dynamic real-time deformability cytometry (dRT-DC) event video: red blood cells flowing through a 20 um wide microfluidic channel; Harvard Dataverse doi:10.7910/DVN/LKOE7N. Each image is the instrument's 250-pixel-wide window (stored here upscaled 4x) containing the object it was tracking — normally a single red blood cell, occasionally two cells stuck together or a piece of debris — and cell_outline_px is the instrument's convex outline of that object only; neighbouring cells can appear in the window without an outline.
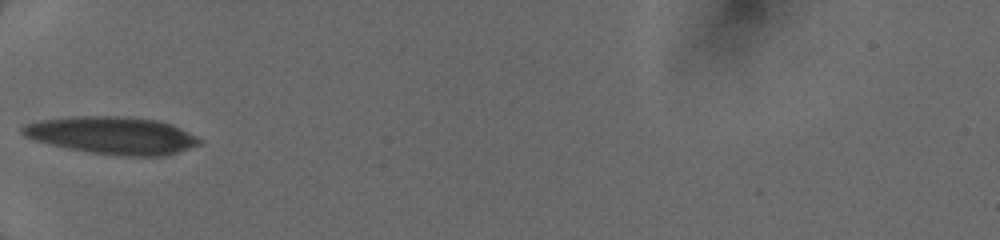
{"species": "human", "species_latin": "Homo sapiens", "temperature_condition": "cold", "stored_images_in_passage": 27, "camera_frame_rate_fps": 3000, "um_per_image_px": 0.085, "donor": {"sex": "female"}, "frame": {"image": 1, "passage_image": 1, "time_ms": 0.0, "image_size_px": [1000, 240], "cell_outline_px": [[204, 140], [200, 144], [164, 156], [120, 156], [92, 152], [68, 148], [48, 144], [24, 136], [20, 132], [20, 128], [28, 124], [44, 120], [84, 116], [108, 116], [156, 120], [172, 124]], "centroid_in_image_um": [9.57, 11.52], "position_along_channel_um": 75.4, "area_um2": 37.97}}
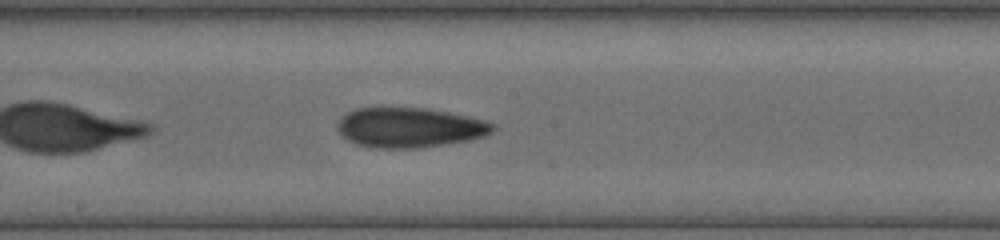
{"frame": {"image": 2, "passage_image": 11, "time_ms": 3.333, "image_size_px": [1000, 240], "cell_outline_px": [[496, 128], [492, 132], [484, 136], [468, 140], [448, 144], [416, 148], [376, 148], [356, 144], [348, 140], [336, 128], [340, 120], [348, 112], [356, 108], [424, 108], [448, 112], [468, 116], [484, 120], [496, 124]], "centroid_in_image_um": [34.85, 10.85], "position_along_channel_um": 213.4, "area_um2": 35.95}}
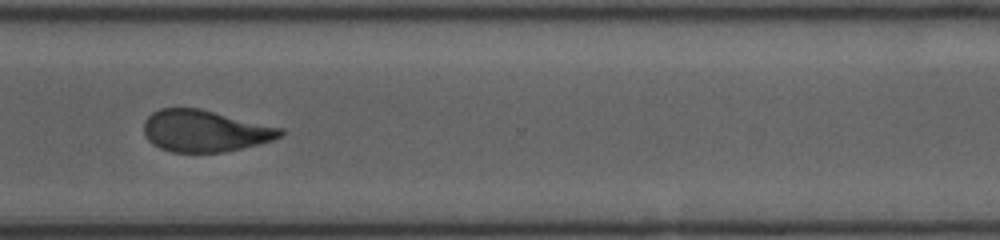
{"frame": {"image": 3, "passage_image": 21, "time_ms": 6.667, "image_size_px": [1000, 240], "cell_outline_px": [[284, 132], [280, 136], [272, 140], [224, 152], [172, 152], [160, 148], [152, 144], [148, 140], [144, 132], [144, 120], [152, 112], [160, 108], [200, 108], [284, 128]], "centroid_in_image_um": [17.39, 11.12], "position_along_channel_um": 353.2, "area_um2": 33.18}}